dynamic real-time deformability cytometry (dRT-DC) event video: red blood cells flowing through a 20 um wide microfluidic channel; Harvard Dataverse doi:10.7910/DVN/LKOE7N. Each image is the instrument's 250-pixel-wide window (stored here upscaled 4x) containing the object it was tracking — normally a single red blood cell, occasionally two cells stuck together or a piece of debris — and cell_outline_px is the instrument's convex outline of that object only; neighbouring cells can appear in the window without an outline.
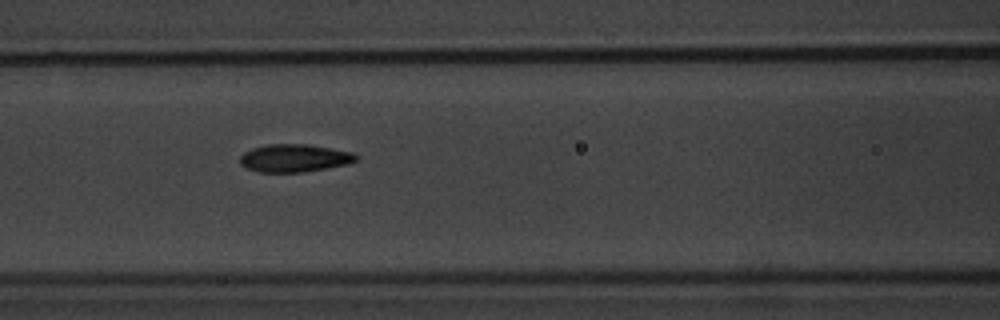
{"species": "common noctule bat (a hibernating species)", "species_latin": "Nyctalus noctula", "temperature_condition": "warm", "stored_images_in_passage": 4, "camera_frame_rate_fps": 3000, "um_per_image_px": 0.085, "animal": {"sex": "male", "body_mass_g": 20.1, "forearm_length_mm": 53.5}, "frame": {"image": 1, "passage_image": 4, "time_ms": 3.333, "image_size_px": [1000, 320], "cell_outline_px": [[360, 156], [356, 160], [348, 164], [300, 172], [260, 172], [248, 168], [240, 164], [240, 156], [244, 152], [252, 148], [268, 144], [308, 144], [352, 152]], "centroid_in_image_um": [25.02, 13.43], "position_along_channel_um": 141.6, "area_um2": 18.67}}